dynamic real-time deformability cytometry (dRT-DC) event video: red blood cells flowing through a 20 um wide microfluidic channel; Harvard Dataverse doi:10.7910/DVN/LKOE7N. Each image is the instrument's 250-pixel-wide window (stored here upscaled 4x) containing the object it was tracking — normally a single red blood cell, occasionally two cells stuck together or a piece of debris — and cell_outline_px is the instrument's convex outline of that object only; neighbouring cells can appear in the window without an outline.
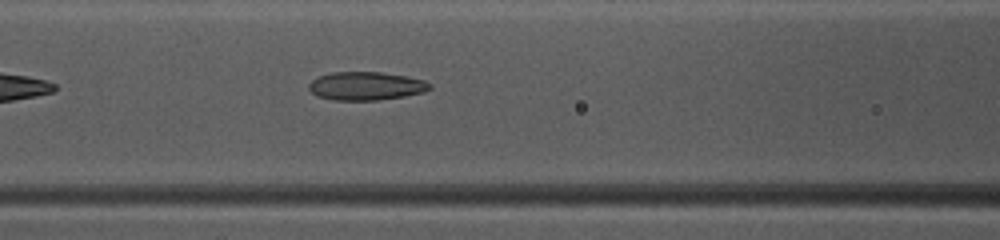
{"species": "common noctule bat (a hibernating species)", "species_latin": "Nyctalus noctula", "temperature_condition": "warm", "stored_images_in_passage": 32, "camera_frame_rate_fps": 3000, "um_per_image_px": 0.085, "animal": {"sex": "female", "body_mass_g": 10.0, "forearm_length_mm": 53.1}, "frame": {"image": 1, "passage_image": 9, "time_ms": 2.667, "image_size_px": [1000, 240], "cell_outline_px": [[432, 88], [424, 92], [404, 96], [376, 100], [332, 100], [316, 96], [308, 88], [308, 84], [316, 76], [332, 72], [380, 72], [408, 76], [424, 80], [432, 84]], "centroid_in_image_um": [31.1, 7.3], "position_along_channel_um": 135.5, "area_um2": 20.17}}
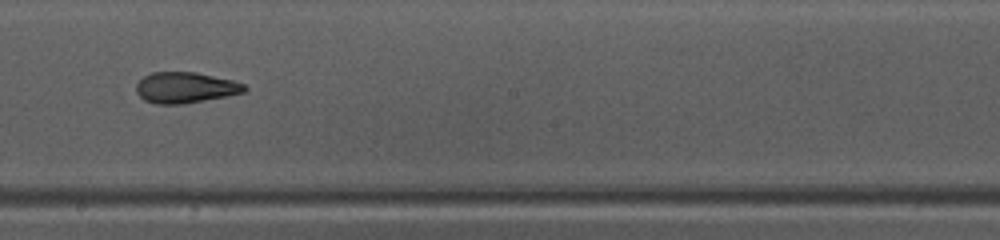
{"frame": {"image": 2, "passage_image": 16, "time_ms": 5.0, "image_size_px": [1000, 240], "cell_outline_px": [[248, 88], [244, 92], [184, 104], [156, 104], [144, 100], [136, 92], [136, 84], [144, 76], [152, 72], [196, 72], [232, 80], [244, 84]], "centroid_in_image_um": [15.73, 7.44], "position_along_channel_um": 232.5, "area_um2": 19.36}}
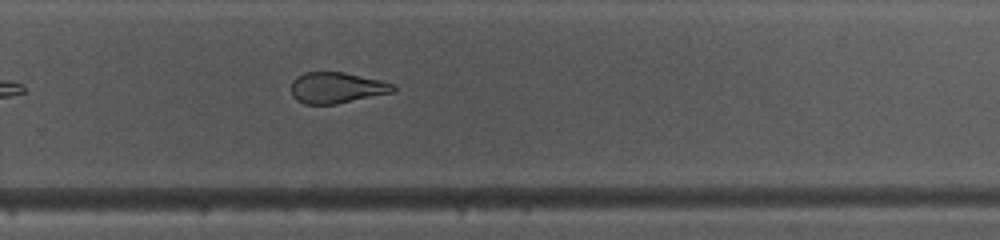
{"frame": {"image": 3, "passage_image": 21, "time_ms": 6.667, "image_size_px": [1000, 240], "cell_outline_px": [[396, 92], [336, 104], [304, 104], [296, 100], [292, 96], [292, 80], [296, 76], [304, 72], [344, 72], [380, 80], [392, 84], [396, 88]], "centroid_in_image_um": [28.61, 7.46], "position_along_channel_um": 301.2, "area_um2": 18.55}, "authors_computed_cell_mechanics": {"area_um2": 20.23, "velocity_mm_per_s": 4.1472, "shape_relaxation_time_tau1_ms": null, "shape_relaxation_time_tau2_ms": 2.2182, "deformation_change_tau1": null, "deformation_change_tau2": 0.1156}}